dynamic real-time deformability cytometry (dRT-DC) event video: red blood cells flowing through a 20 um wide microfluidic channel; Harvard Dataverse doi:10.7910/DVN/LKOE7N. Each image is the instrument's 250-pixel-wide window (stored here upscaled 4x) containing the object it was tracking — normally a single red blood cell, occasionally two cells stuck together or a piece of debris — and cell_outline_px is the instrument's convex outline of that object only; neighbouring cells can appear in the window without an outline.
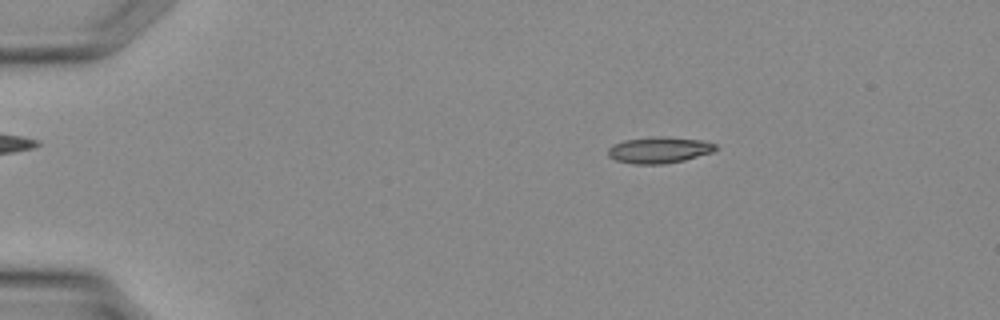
{"species": "Egyptian fruit bat (a non-hibernating species)", "species_latin": "Rousettus aegyptiacus", "temperature_condition": "warm", "stored_images_in_passage": 35, "camera_frame_rate_fps": 3000, "um_per_image_px": 0.085, "animal": {"sex": "female"}, "frame": {"image": 1, "passage_image": 6, "time_ms": 1.667, "image_size_px": [1000, 320], "cell_outline_px": [[720, 148], [712, 152], [684, 160], [664, 164], [632, 164], [616, 160], [608, 156], [608, 148], [612, 144], [624, 140], [656, 136], [664, 136], [704, 140], [716, 144]], "centroid_in_image_um": [56.04, 12.74], "position_along_channel_um": 29.0, "area_um2": 16.7}}
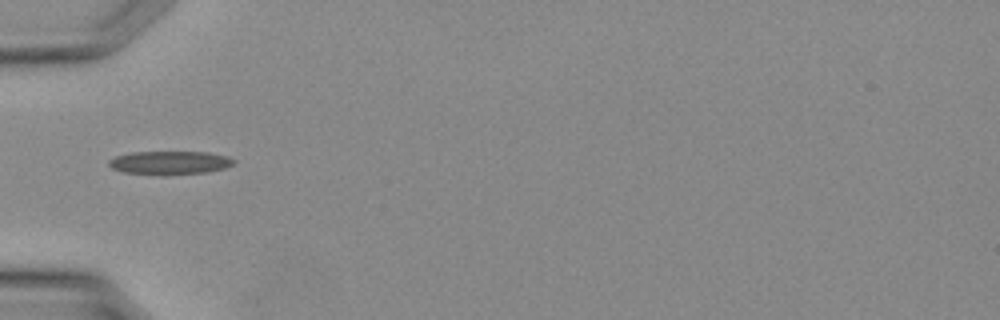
{"frame": {"image": 2, "passage_image": 12, "time_ms": 3.667, "image_size_px": [1000, 320], "cell_outline_px": [[236, 160], [232, 164], [224, 168], [204, 172], [164, 176], [124, 172], [112, 168], [108, 164], [108, 160], [116, 156], [132, 152], [208, 152], [224, 156]], "centroid_in_image_um": [14.38, 13.84], "position_along_channel_um": 70.6, "area_um2": 17.05}}
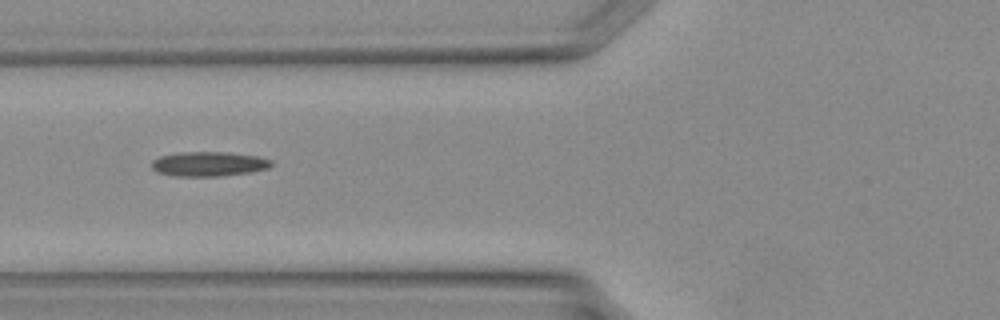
{"frame": {"image": 3, "passage_image": 14, "time_ms": 4.333, "image_size_px": [1000, 320], "cell_outline_px": [[272, 164], [268, 168], [248, 172], [220, 176], [172, 176], [156, 172], [152, 168], [152, 160], [160, 156], [184, 152], [228, 152], [260, 156], [272, 160]], "centroid_in_image_um": [17.74, 13.93], "position_along_channel_um": 108.1, "area_um2": 17.17}}